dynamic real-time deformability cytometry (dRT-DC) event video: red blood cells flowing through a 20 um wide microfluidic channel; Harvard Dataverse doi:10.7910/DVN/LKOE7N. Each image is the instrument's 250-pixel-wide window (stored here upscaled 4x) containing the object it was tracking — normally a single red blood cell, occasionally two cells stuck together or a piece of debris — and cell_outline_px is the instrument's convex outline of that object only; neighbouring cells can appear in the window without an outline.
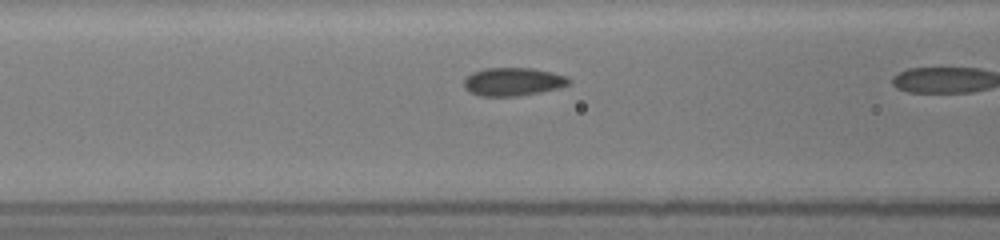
{"species": "common noctule bat (a hibernating species)", "species_latin": "Nyctalus noctula", "temperature_condition": "room temperature", "stored_images_in_passage": 8, "camera_frame_rate_fps": 3000, "um_per_image_px": 0.085, "animal": {"sex": "female", "body_mass_g": 19.5, "forearm_length_mm": 54.1}, "frame": {"image": 1, "passage_image": 7, "time_ms": 2.333, "image_size_px": [1000, 240], "cell_outline_px": [[572, 80], [568, 84], [560, 88], [540, 92], [516, 96], [480, 96], [468, 92], [464, 88], [464, 80], [472, 72], [484, 68], [532, 68], [552, 72], [568, 76]], "centroid_in_image_um": [43.61, 6.94], "position_along_channel_um": 123.0, "area_um2": 17.4}}